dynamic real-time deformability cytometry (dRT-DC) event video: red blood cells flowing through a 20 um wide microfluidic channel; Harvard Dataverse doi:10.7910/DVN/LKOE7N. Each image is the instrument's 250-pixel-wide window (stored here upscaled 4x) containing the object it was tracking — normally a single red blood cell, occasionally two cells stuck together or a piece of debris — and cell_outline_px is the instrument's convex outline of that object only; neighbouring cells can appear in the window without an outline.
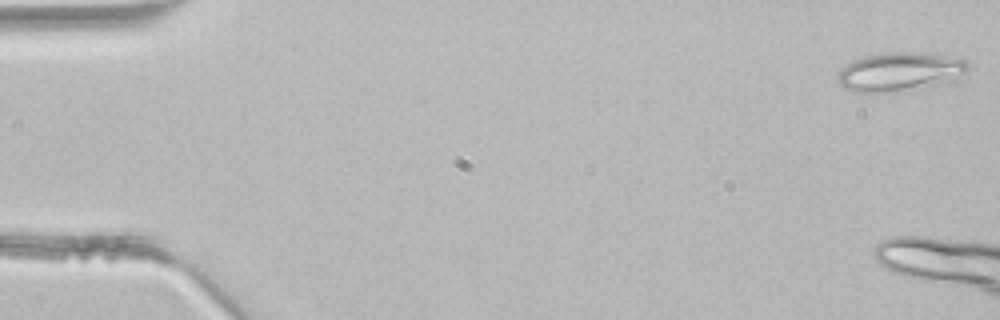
{"species": "common noctule bat (a hibernating species)", "species_latin": "Nyctalus noctula", "temperature_condition": "room temperature", "stored_images_in_passage": 5, "camera_frame_rate_fps": 3000, "um_per_image_px": 0.085, "animal": {"sex": "male", "body_mass_g": 21.5, "forearm_length_mm": 52.0}, "frame": {"image": 1, "passage_image": 1, "time_ms": 0.0, "image_size_px": [1000, 320], "cell_outline_px": [[968, 72], [948, 80], [920, 88], [896, 92], [852, 92], [844, 88], [836, 80], [836, 72], [840, 68], [852, 60], [868, 56], [888, 52], [908, 52], [944, 56], [968, 60]], "centroid_in_image_um": [76.38, 6.11], "position_along_channel_um": 8.6, "area_um2": 29.19}}